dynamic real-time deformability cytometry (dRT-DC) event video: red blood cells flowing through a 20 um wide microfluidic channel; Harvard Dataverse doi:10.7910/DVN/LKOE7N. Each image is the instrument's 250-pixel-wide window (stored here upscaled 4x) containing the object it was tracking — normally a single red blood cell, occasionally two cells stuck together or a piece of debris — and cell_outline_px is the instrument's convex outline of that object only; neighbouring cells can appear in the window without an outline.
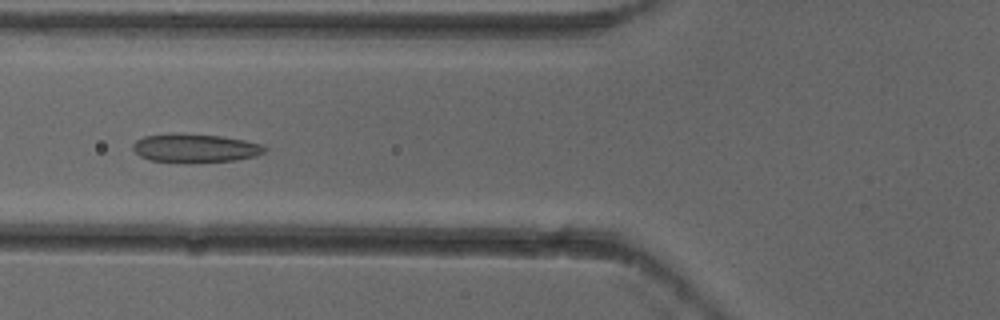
{"species": "common noctule bat (a hibernating species)", "species_latin": "Nyctalus noctula", "temperature_condition": "cold", "stored_images_in_passage": 6, "camera_frame_rate_fps": 3000, "um_per_image_px": 0.085, "animal": {"sex": "female"}, "frame": {"image": 1, "passage_image": 6, "time_ms": 1.667, "image_size_px": [1000, 320], "cell_outline_px": [[268, 148], [264, 152], [256, 156], [236, 160], [184, 164], [148, 160], [140, 156], [132, 148], [132, 144], [136, 140], [144, 136], [172, 132], [220, 136], [244, 140], [264, 144]], "centroid_in_image_um": [16.57, 12.6], "position_along_channel_um": 109.2, "area_um2": 22.66}}